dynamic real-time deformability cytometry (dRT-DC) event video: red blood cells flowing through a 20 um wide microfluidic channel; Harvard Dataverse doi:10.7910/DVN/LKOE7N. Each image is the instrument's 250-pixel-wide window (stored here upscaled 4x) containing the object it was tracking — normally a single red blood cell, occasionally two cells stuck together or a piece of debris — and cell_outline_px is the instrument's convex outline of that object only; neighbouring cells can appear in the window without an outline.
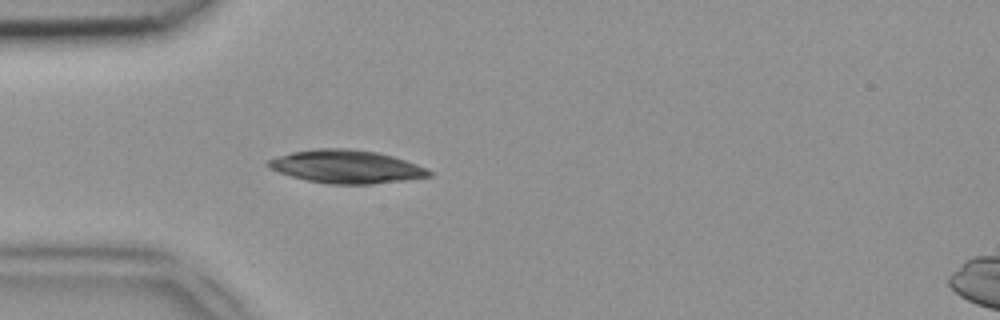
{"species": "common noctule bat (a hibernating species)", "species_latin": "Nyctalus noctula", "temperature_condition": "room temperature", "stored_images_in_passage": 35, "camera_frame_rate_fps": 3000, "um_per_image_px": 0.085, "animal": {"sex": "female", "body_mass_g": 18.4}, "frame": {"image": 1, "passage_image": 1, "time_ms": 0.0, "image_size_px": [1000, 320], "cell_outline_px": [[432, 176], [408, 180], [372, 184], [328, 184], [308, 180], [292, 176], [280, 172], [264, 164], [268, 160], [276, 156], [292, 152], [316, 148], [348, 148], [376, 152], [392, 156], [428, 168], [432, 172]], "centroid_in_image_um": [29.46, 14.16], "position_along_channel_um": 55.5, "area_um2": 31.04}}
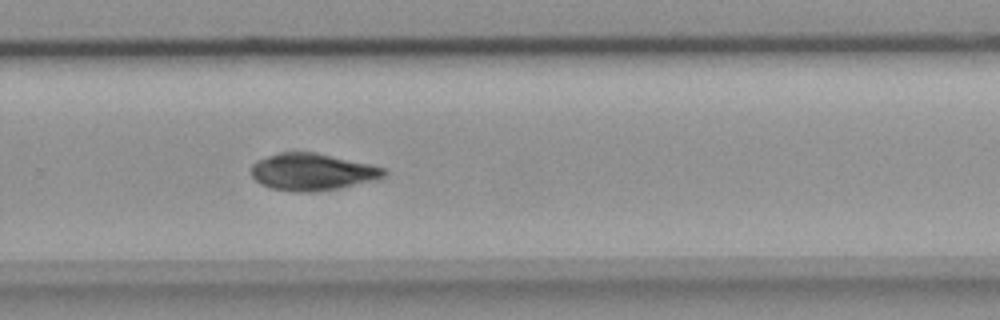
{"frame": {"image": 2, "passage_image": 19, "time_ms": 6.0, "image_size_px": [1000, 320], "cell_outline_px": [[388, 172], [384, 176], [376, 180], [340, 188], [316, 192], [296, 192], [268, 188], [260, 184], [252, 176], [252, 164], [256, 160], [280, 152], [316, 152], [372, 164], [384, 168]], "centroid_in_image_um": [26.56, 14.62], "position_along_channel_um": 303.2, "area_um2": 28.96}}
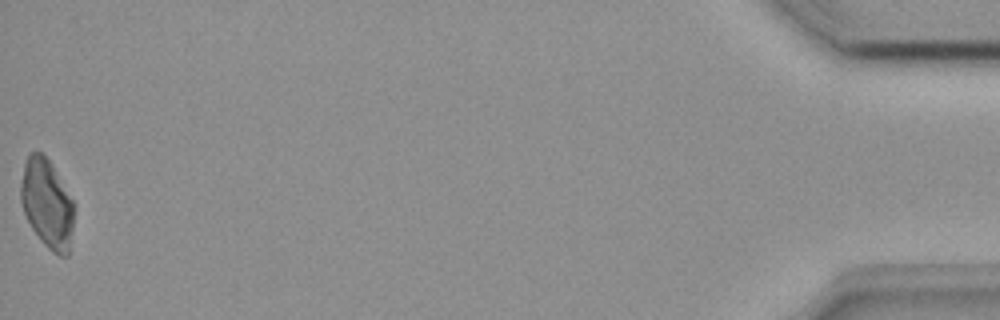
{"frame": {"image": 3, "passage_image": 35, "time_ms": 11.333, "image_size_px": [1000, 320], "cell_outline_px": [[76, 208], [68, 256], [60, 256], [52, 252], [44, 244], [32, 228], [24, 212], [20, 200], [20, 184], [24, 160], [28, 152], [40, 152], [52, 164], [72, 200]], "centroid_in_image_um": [4.0, 17.3], "position_along_channel_um": 431.2, "area_um2": 27.8}}